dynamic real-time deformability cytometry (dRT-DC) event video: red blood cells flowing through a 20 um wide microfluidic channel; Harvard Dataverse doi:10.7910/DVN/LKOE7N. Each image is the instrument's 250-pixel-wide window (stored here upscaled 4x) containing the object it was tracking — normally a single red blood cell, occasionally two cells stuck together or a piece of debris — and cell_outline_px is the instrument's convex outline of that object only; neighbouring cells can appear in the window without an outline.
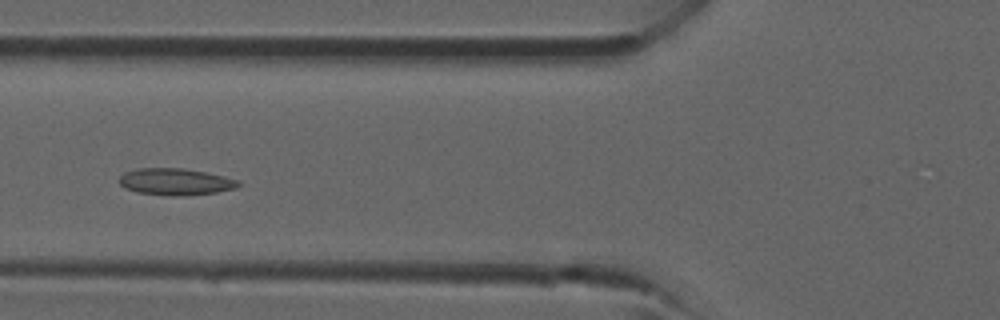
{"species": "common noctule bat (a hibernating species)", "species_latin": "Nyctalus noctula", "temperature_condition": "room temperature", "stored_images_in_passage": 38, "camera_frame_rate_fps": 3000, "um_per_image_px": 0.085, "animal": {"sex": "male", "forearm_length_mm": 52.5}, "frame": {"image": 1, "passage_image": 12, "time_ms": 3.667, "image_size_px": [1000, 320], "cell_outline_px": [[240, 184], [236, 188], [216, 192], [184, 196], [172, 196], [136, 192], [124, 188], [120, 184], [120, 176], [124, 172], [136, 168], [184, 168], [224, 176], [236, 180]], "centroid_in_image_um": [14.87, 15.45], "position_along_channel_um": 110.9, "area_um2": 18.55}}
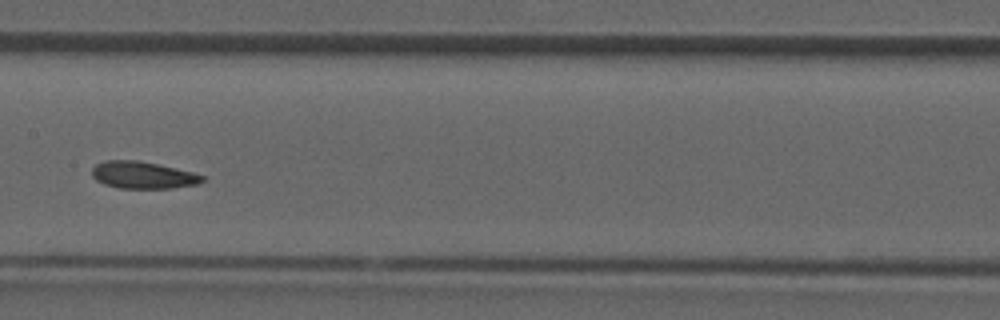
{"frame": {"image": 2, "passage_image": 17, "time_ms": 5.333, "image_size_px": [1000, 320], "cell_outline_px": [[204, 180], [196, 184], [172, 188], [120, 188], [104, 184], [96, 180], [92, 176], [92, 168], [96, 164], [104, 160], [140, 160], [176, 168], [192, 172], [204, 176]], "centroid_in_image_um": [12.11, 14.87], "position_along_channel_um": 195.3, "area_um2": 17.4}}